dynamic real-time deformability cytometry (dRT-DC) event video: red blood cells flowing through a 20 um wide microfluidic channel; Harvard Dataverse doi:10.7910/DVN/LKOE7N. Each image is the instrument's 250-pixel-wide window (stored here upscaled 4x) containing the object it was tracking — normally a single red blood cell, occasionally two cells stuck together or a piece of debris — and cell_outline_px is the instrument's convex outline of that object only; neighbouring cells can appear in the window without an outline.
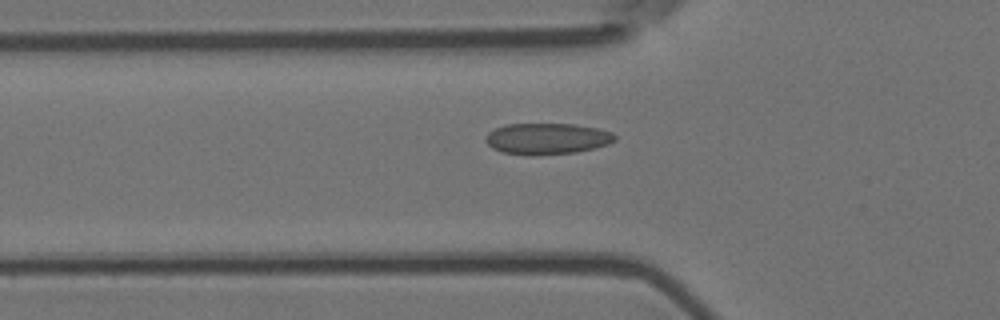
{"species": "Egyptian fruit bat (a non-hibernating species)", "species_latin": "Rousettus aegyptiacus", "temperature_condition": "room temperature", "stored_images_in_passage": 49, "camera_frame_rate_fps": 3000, "um_per_image_px": 0.085, "animal": {"sex": "female"}, "frame": {"image": 1, "passage_image": 19, "time_ms": 6.0, "image_size_px": [1000, 320], "cell_outline_px": [[616, 140], [608, 144], [576, 152], [532, 156], [528, 156], [504, 152], [492, 148], [484, 140], [488, 132], [504, 124], [572, 124], [596, 128], [612, 132], [616, 136]], "centroid_in_image_um": [46.47, 11.79], "position_along_channel_um": 79.3, "area_um2": 23.52}}
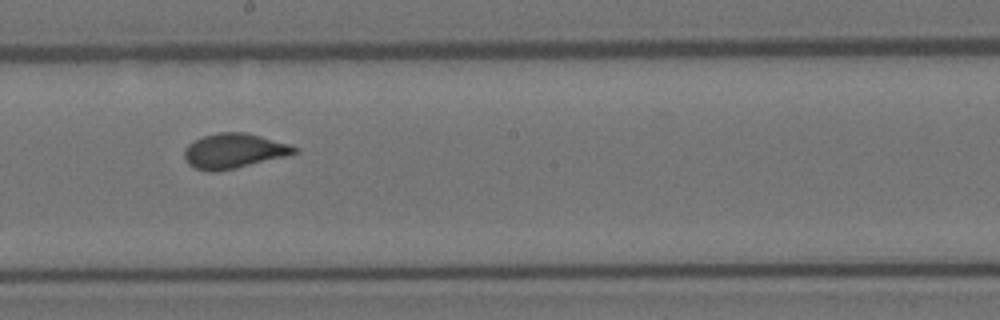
{"frame": {"image": 2, "passage_image": 31, "time_ms": 10.0, "image_size_px": [1000, 320], "cell_outline_px": [[296, 152], [292, 156], [236, 168], [216, 172], [212, 172], [196, 168], [188, 164], [184, 160], [184, 148], [188, 144], [204, 136], [220, 132], [244, 132], [260, 136], [288, 144], [296, 148]], "centroid_in_image_um": [19.88, 12.85], "position_along_channel_um": 228.3, "area_um2": 22.43}}
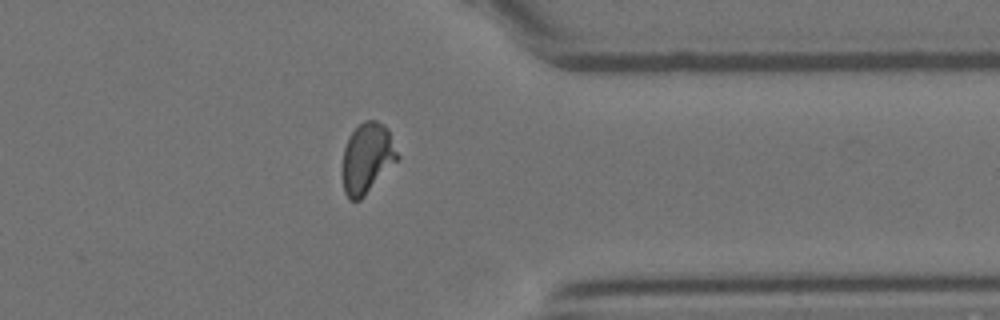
{"frame": {"image": 3, "passage_image": 44, "time_ms": 14.333, "image_size_px": [1000, 320], "cell_outline_px": [[400, 156], [364, 196], [360, 200], [348, 200], [344, 192], [340, 168], [344, 148], [348, 136], [364, 120], [376, 120], [384, 124], [388, 128]], "centroid_in_image_um": [31.16, 13.43], "position_along_channel_um": 380.2, "area_um2": 22.83}}